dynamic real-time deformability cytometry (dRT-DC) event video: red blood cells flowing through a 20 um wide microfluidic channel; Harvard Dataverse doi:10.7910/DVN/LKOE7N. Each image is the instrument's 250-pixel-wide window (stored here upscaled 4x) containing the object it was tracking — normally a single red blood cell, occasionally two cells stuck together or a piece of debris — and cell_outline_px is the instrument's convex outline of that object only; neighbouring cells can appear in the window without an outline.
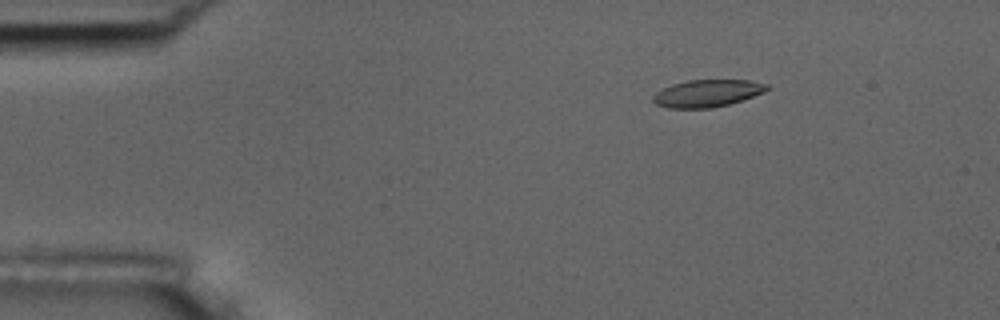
{"species": "common noctule bat (a hibernating species)", "species_latin": "Nyctalus noctula", "temperature_condition": "room temperature", "stored_images_in_passage": 5, "camera_frame_rate_fps": 3000, "um_per_image_px": 0.085, "animal": {"sex": "male", "body_mass_g": 17.5, "forearm_length_mm": 52.3}, "frame": {"image": 1, "passage_image": 2, "time_ms": 2.0, "image_size_px": [1000, 320], "cell_outline_px": [[768, 88], [764, 92], [728, 104], [712, 108], [668, 108], [656, 104], [652, 100], [652, 96], [656, 92], [672, 84], [688, 80], [748, 80], [768, 84]], "centroid_in_image_um": [60.08, 7.93], "position_along_channel_um": 24.9, "area_um2": 17.92}}
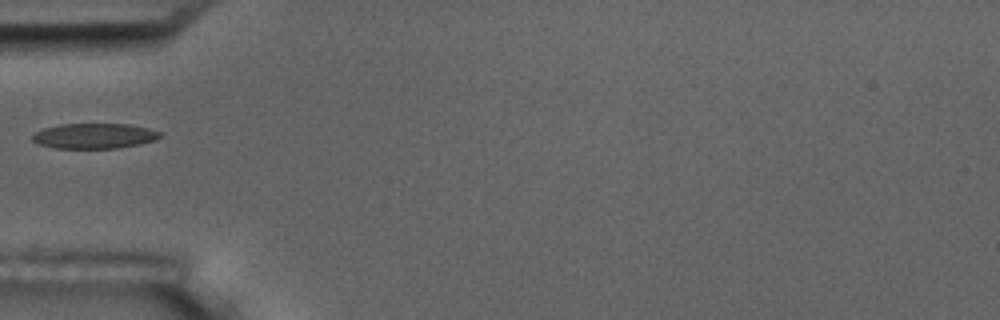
{"frame": {"image": 2, "passage_image": 5, "time_ms": 5.333, "image_size_px": [1000, 320], "cell_outline_px": [[164, 136], [156, 140], [140, 144], [116, 148], [56, 148], [36, 144], [32, 140], [32, 136], [36, 132], [44, 128], [60, 124], [128, 124], [148, 128], [160, 132]], "centroid_in_image_um": [8.03, 11.55], "position_along_channel_um": 77.0, "area_um2": 18.84}}